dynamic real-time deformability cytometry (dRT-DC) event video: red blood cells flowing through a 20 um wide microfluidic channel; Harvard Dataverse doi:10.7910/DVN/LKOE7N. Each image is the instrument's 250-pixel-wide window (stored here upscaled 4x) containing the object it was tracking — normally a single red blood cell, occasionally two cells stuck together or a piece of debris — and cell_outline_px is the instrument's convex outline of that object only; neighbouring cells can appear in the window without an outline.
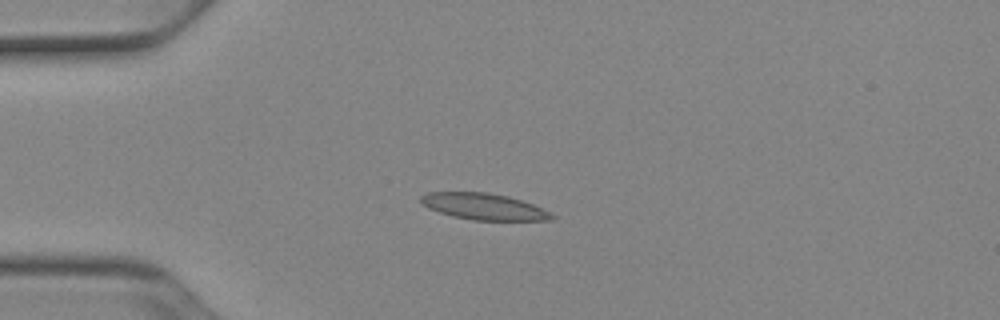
{"species": "Egyptian fruit bat (a non-hibernating species)", "species_latin": "Rousettus aegyptiacus", "temperature_condition": "cold", "stored_images_in_passage": 46, "camera_frame_rate_fps": 3000, "um_per_image_px": 0.085, "animal": {"sex": "female"}, "frame": {"image": 1, "passage_image": 13, "time_ms": 4.0, "image_size_px": [1000, 320], "cell_outline_px": [[556, 216], [552, 220], [472, 220], [452, 216], [428, 208], [420, 204], [420, 196], [428, 192], [488, 192], [508, 196], [532, 204]], "centroid_in_image_um": [41.07, 17.55], "position_along_channel_um": 43.9, "area_um2": 20.06}}
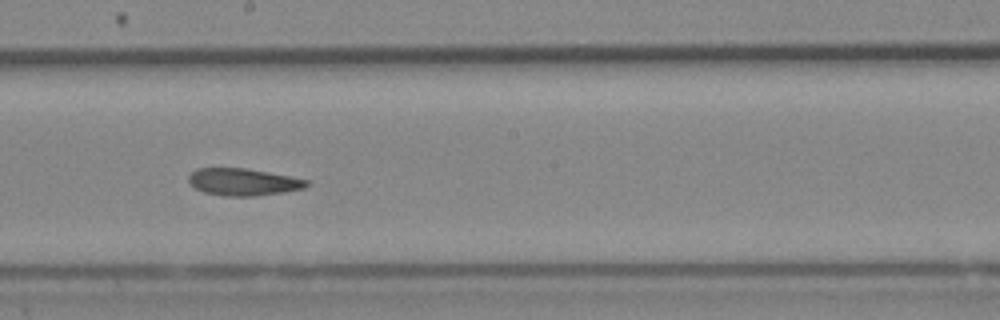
{"frame": {"image": 2, "passage_image": 29, "time_ms": 9.333, "image_size_px": [1000, 320], "cell_outline_px": [[308, 184], [304, 188], [256, 196], [224, 196], [204, 192], [196, 188], [188, 180], [188, 176], [196, 168], [244, 168], [268, 172], [308, 180]], "centroid_in_image_um": [20.63, 15.46], "position_along_channel_um": 227.6, "area_um2": 18.38}}
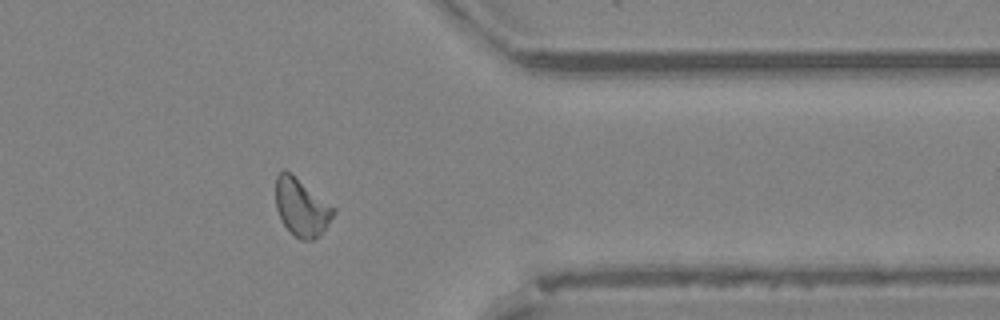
{"frame": {"image": 3, "passage_image": 42, "time_ms": 13.667, "image_size_px": [1000, 320], "cell_outline_px": [[336, 212], [324, 228], [312, 240], [300, 240], [280, 220], [276, 208], [276, 176], [284, 168], [292, 172], [336, 208]], "centroid_in_image_um": [25.61, 17.55], "position_along_channel_um": 385.8, "area_um2": 19.42}, "authors_computed_cell_mechanics": {"area_um2": 19.6809, "velocity_mm_per_s": 3.909, "shape_relaxation_time_tau1_ms": 8.3356, "shape_relaxation_time_tau2_ms": 5.0061, "deformation_change_tau1": 0.1642, "deformation_change_tau2": 0.1234}}